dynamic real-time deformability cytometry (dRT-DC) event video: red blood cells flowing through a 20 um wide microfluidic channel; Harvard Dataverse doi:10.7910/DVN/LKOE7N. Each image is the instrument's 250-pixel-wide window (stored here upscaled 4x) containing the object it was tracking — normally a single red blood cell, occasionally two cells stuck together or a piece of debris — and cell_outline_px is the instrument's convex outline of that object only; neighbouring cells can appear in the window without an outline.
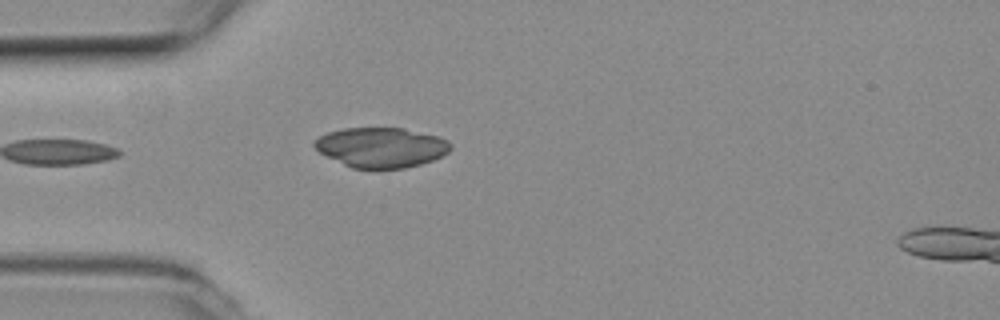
{"species": "common noctule bat (a hibernating species)", "species_latin": "Nyctalus noctula", "temperature_condition": "room temperature", "stored_images_in_passage": 10, "segment_of_instrument_passage": [1, 2], "camera_frame_rate_fps": 3000, "um_per_image_px": 0.085, "animal": {"sex": "female", "body_mass_g": 19.3, "forearm_length_mm": 54.1}, "frame": {"image": 1, "passage_image": 1, "time_ms": 0.0, "image_size_px": [1000, 320], "cell_outline_px": [[452, 148], [448, 152], [432, 160], [420, 164], [404, 168], [352, 168], [320, 152], [312, 144], [320, 136], [328, 132], [344, 128], [404, 128], [440, 136], [448, 140], [452, 144]], "centroid_in_image_um": [32.44, 12.51], "position_along_channel_um": 52.6, "area_um2": 31.5}}